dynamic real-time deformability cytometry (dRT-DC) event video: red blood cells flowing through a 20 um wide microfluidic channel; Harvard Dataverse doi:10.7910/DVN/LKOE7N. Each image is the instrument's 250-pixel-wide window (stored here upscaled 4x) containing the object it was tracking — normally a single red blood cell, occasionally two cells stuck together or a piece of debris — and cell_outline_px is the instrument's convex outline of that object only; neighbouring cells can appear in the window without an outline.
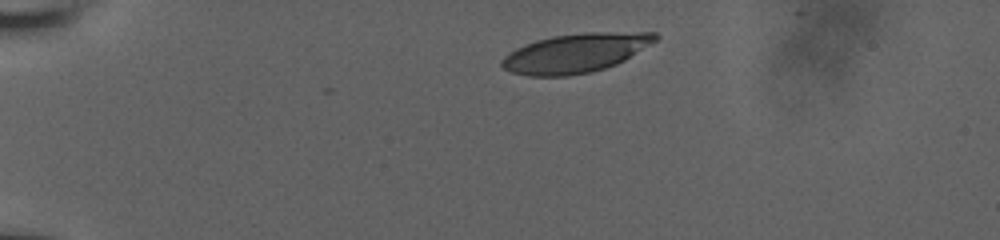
{"species": "human", "species_latin": "Homo sapiens", "temperature_condition": "room temperature", "stored_images_in_passage": 34, "camera_frame_rate_fps": 3000, "um_per_image_px": 0.085, "donor": {"sex": "male"}, "frame": {"image": 1, "passage_image": 1, "time_ms": 0.0, "image_size_px": [1000, 240], "cell_outline_px": [[660, 36], [656, 40], [624, 60], [616, 64], [604, 68], [588, 72], [568, 76], [528, 76], [512, 72], [504, 68], [500, 64], [500, 60], [504, 56], [516, 48], [536, 40], [556, 36], [588, 32], [656, 32]], "centroid_in_image_um": [48.91, 4.51], "position_along_channel_um": 36.1, "area_um2": 34.62}}
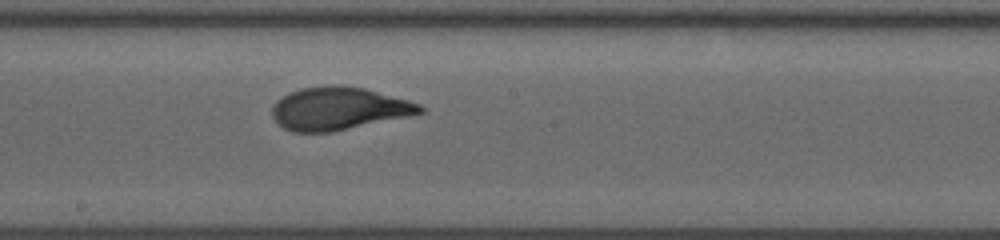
{"frame": {"image": 2, "passage_image": 21, "time_ms": 6.667, "image_size_px": [1000, 240], "cell_outline_px": [[424, 112], [408, 116], [332, 132], [292, 132], [284, 128], [272, 116], [272, 104], [280, 96], [288, 92], [300, 88], [328, 84], [340, 84], [364, 88], [408, 100], [420, 104], [424, 108]], "centroid_in_image_um": [28.74, 9.21], "position_along_channel_um": 219.5, "area_um2": 37.11}}
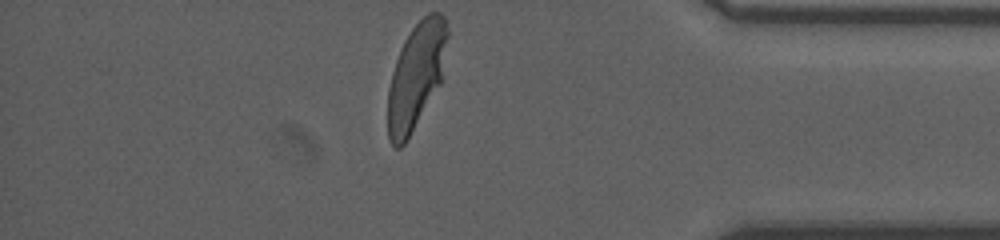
{"frame": {"image": 3, "passage_image": 34, "time_ms": 12.0, "image_size_px": [1000, 240], "cell_outline_px": [[448, 36], [440, 84], [404, 144], [400, 148], [396, 148], [388, 140], [388, 88], [392, 72], [400, 48], [404, 40], [412, 28], [428, 12], [440, 12], [444, 16], [448, 28]], "centroid_in_image_um": [35.36, 6.43], "position_along_channel_um": 399.8, "area_um2": 36.53}, "authors_computed_cell_mechanics": {"area_um2": 36.7897, "velocity_mm_per_s": 3.8292, "shape_relaxation_time_tau1_ms": 4.0296, "shape_relaxation_time_tau2_ms": null, "deformation_change_tau1": 0.1949, "deformation_change_tau2": null}}